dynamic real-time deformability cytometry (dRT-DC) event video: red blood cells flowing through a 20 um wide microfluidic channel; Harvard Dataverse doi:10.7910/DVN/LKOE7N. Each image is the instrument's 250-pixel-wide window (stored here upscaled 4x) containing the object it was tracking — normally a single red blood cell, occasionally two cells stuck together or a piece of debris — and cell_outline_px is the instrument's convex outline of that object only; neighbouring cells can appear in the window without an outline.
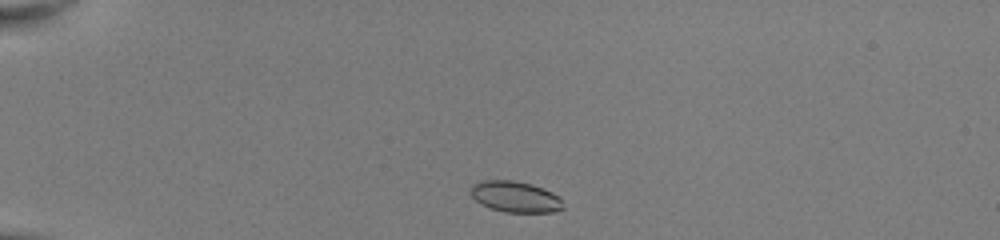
{"species": "common noctule bat (a hibernating species)", "species_latin": "Nyctalus noctula", "temperature_condition": "room temperature", "stored_images_in_passage": 40, "camera_frame_rate_fps": 3000, "um_per_image_px": 0.085, "animal": {"sex": "female", "body_mass_g": 22.0, "forearm_length_mm": 56.7}, "frame": {"image": 1, "passage_image": 2, "time_ms": 0.333, "image_size_px": [1000, 240], "cell_outline_px": [[564, 208], [556, 212], [504, 212], [480, 204], [468, 192], [468, 188], [472, 184], [480, 180], [512, 180], [532, 184], [552, 192], [560, 196]], "centroid_in_image_um": [43.77, 16.71], "position_along_channel_um": 41.2, "area_um2": 16.99}}
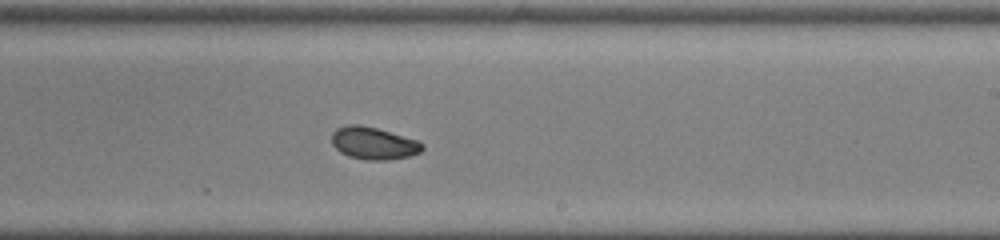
{"frame": {"image": 2, "passage_image": 22, "time_ms": 7.0, "image_size_px": [1000, 240], "cell_outline_px": [[424, 148], [420, 152], [408, 156], [388, 160], [368, 160], [348, 156], [340, 152], [332, 144], [332, 132], [336, 128], [348, 124], [360, 124], [376, 128], [416, 140], [424, 144]], "centroid_in_image_um": [31.72, 12.17], "position_along_channel_um": 257.3, "area_um2": 16.99}}
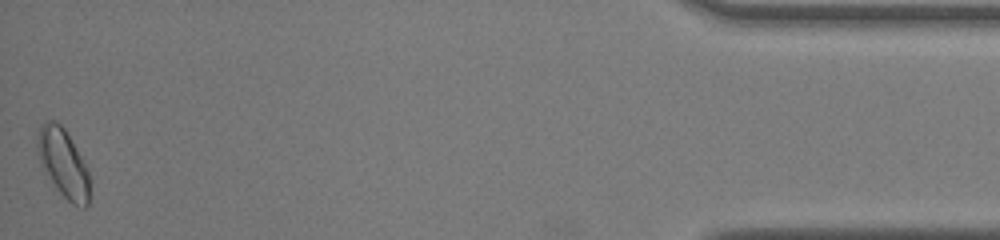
{"frame": {"image": 3, "passage_image": 40, "time_ms": 13.0, "image_size_px": [1000, 240], "cell_outline_px": [[88, 204], [84, 208], [80, 208], [72, 204], [60, 192], [40, 164], [36, 148], [36, 140], [40, 124], [44, 120], [56, 120], [64, 128], [80, 156], [88, 172]], "centroid_in_image_um": [5.32, 13.82], "position_along_channel_um": 429.9, "area_um2": 20.46}, "authors_computed_cell_mechanics": {"area_um2": 17.1377, "velocity_mm_per_s": 4.0469, "shape_relaxation_time_tau1_ms": 2.99, "shape_relaxation_time_tau2_ms": 4.9993, "deformation_change_tau1": 0.08, "deformation_change_tau2": 0.0566}}